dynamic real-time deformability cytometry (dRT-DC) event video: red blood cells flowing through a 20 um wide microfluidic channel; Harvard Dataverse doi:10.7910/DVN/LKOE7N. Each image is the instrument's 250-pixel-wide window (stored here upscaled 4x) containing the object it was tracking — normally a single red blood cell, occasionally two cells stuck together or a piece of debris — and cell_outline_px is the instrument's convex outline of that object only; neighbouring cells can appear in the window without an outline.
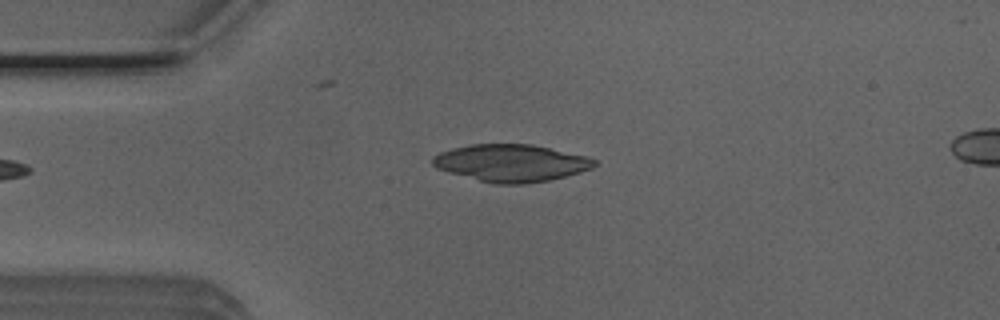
{"species": "Egyptian fruit bat (a non-hibernating species)", "species_latin": "Rousettus aegyptiacus", "temperature_condition": "room temperature", "stored_images_in_passage": 41, "camera_frame_rate_fps": 3000, "um_per_image_px": 0.085, "animal": {"sex": "male"}, "frame": {"image": 1, "passage_image": 1, "time_ms": 0.0, "image_size_px": [1000, 320], "cell_outline_px": [[596, 164], [592, 168], [580, 172], [548, 180], [524, 184], [492, 184], [448, 172], [436, 168], [432, 164], [432, 156], [440, 152], [452, 148], [468, 144], [532, 144], [584, 156], [596, 160]], "centroid_in_image_um": [43.38, 13.85], "position_along_channel_um": 41.6, "area_um2": 35.03}}
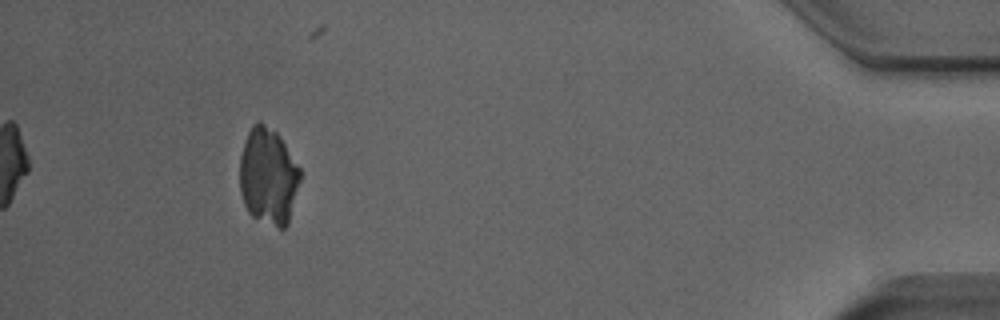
{"frame": {"image": 2, "passage_image": 36, "time_ms": 11.667, "image_size_px": [1000, 320], "cell_outline_px": [[300, 180], [288, 224], [284, 228], [280, 228], [252, 216], [248, 212], [244, 204], [240, 192], [240, 156], [244, 140], [252, 124], [256, 120], [260, 120], [276, 132], [300, 168]], "centroid_in_image_um": [22.78, 14.96], "position_along_channel_um": 412.4, "area_um2": 33.99}}